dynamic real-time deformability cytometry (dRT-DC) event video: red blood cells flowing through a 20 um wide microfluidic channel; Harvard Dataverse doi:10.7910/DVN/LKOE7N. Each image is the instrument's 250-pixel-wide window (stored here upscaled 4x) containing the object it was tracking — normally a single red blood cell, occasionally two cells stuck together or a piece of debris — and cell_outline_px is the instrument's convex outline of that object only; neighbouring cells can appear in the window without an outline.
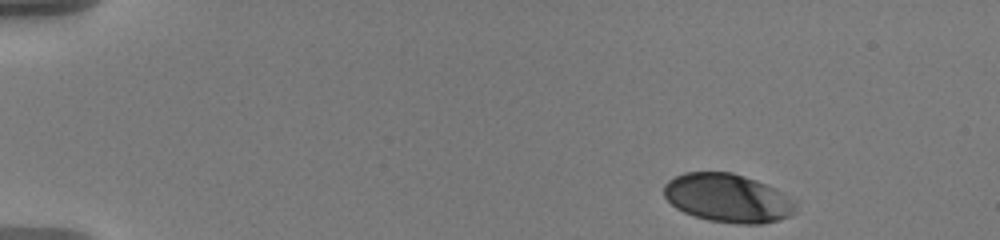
{"species": "human", "species_latin": "Homo sapiens", "temperature_condition": "warm", "stored_images_in_passage": 9, "camera_frame_rate_fps": 3000, "um_per_image_px": 0.085, "donor": {"sex": "male"}, "frame": {"image": 1, "passage_image": 1, "time_ms": 0.0, "image_size_px": [1000, 240], "cell_outline_px": [[796, 204], [792, 216], [760, 224], [736, 224], [708, 220], [684, 212], [676, 208], [664, 196], [664, 184], [668, 180], [684, 172], [732, 172], [756, 180], [796, 200]], "centroid_in_image_um": [61.85, 16.84], "position_along_channel_um": 23.2, "area_um2": 37.11}}
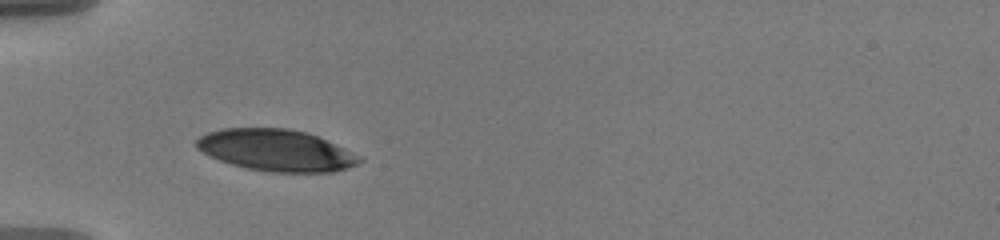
{"frame": {"image": 2, "passage_image": 7, "time_ms": 4.0, "image_size_px": [1000, 240], "cell_outline_px": [[364, 160], [356, 164], [332, 172], [272, 172], [248, 168], [232, 164], [220, 160], [196, 148], [196, 140], [200, 136], [208, 132], [224, 128], [288, 128], [308, 132], [344, 148]], "centroid_in_image_um": [23.46, 12.76], "position_along_channel_um": 61.5, "area_um2": 39.07}}